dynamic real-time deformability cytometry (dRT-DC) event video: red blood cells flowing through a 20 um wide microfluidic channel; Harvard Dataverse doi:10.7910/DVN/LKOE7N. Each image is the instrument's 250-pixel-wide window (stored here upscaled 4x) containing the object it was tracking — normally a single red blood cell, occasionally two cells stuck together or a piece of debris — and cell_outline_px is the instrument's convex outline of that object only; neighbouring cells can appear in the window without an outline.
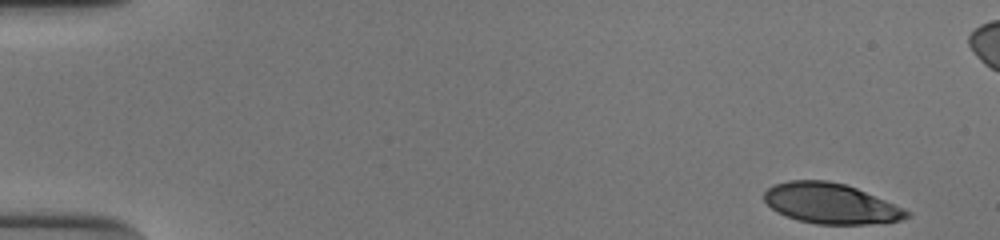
{"species": "human", "species_latin": "Homo sapiens", "temperature_condition": "cold", "stored_images_in_passage": 48, "camera_frame_rate_fps": 3000, "um_per_image_px": 0.085, "donor": {"sex": "male"}, "frame": {"image": 1, "passage_image": 1, "time_ms": 0.0, "image_size_px": [1000, 240], "cell_outline_px": [[908, 216], [900, 220], [868, 224], [816, 224], [800, 220], [776, 212], [764, 200], [764, 192], [772, 184], [788, 180], [828, 180], [844, 184], [856, 188], [904, 208], [908, 212]], "centroid_in_image_um": [70.56, 17.28], "position_along_channel_um": 14.4, "area_um2": 33.23}}
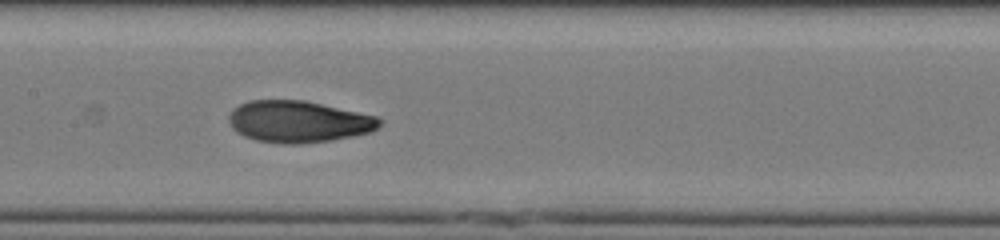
{"frame": {"image": 2, "passage_image": 25, "time_ms": 8.0, "image_size_px": [1000, 240], "cell_outline_px": [[384, 120], [372, 132], [332, 140], [296, 144], [284, 144], [256, 140], [244, 136], [236, 132], [232, 128], [228, 120], [228, 116], [232, 108], [248, 100], [304, 100], [376, 116]], "centroid_in_image_um": [25.34, 10.34], "position_along_channel_um": 182.1, "area_um2": 36.7}}
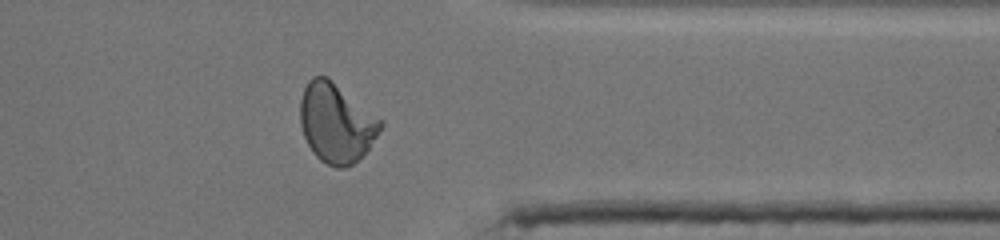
{"frame": {"image": 3, "passage_image": 41, "time_ms": 13.333, "image_size_px": [1000, 240], "cell_outline_px": [[384, 124], [368, 148], [352, 164], [344, 168], [336, 168], [320, 160], [312, 152], [304, 136], [300, 124], [300, 100], [304, 88], [308, 80], [312, 76], [328, 76], [384, 120]], "centroid_in_image_um": [28.58, 10.41], "position_along_channel_um": 382.8, "area_um2": 37.28}}